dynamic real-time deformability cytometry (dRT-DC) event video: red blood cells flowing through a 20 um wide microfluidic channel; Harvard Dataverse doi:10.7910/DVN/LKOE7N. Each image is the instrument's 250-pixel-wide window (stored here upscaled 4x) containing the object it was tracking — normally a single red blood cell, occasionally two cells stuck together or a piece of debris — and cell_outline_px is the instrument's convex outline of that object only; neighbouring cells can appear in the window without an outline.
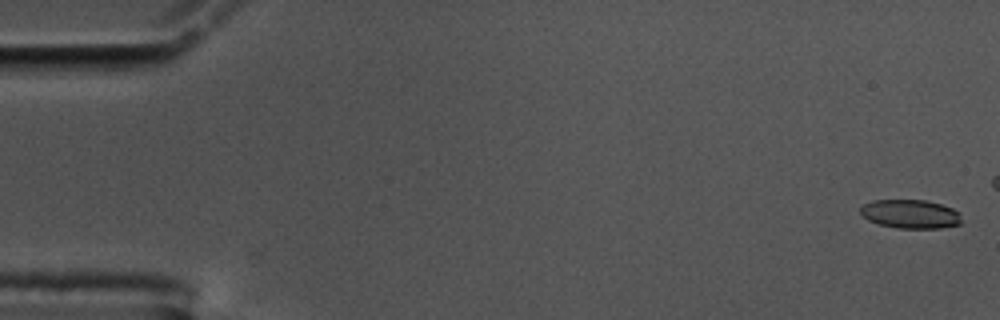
{"species": "common noctule bat (a hibernating species)", "species_latin": "Nyctalus noctula", "temperature_condition": "cold", "stored_images_in_passage": 17, "camera_frame_rate_fps": 3000, "um_per_image_px": 0.085, "animal": {"sex": "male", "body_mass_g": 17.5, "forearm_length_mm": 52.3}, "frame": {"image": 1, "passage_image": 1, "time_ms": 0.0, "image_size_px": [1000, 320], "cell_outline_px": [[960, 224], [940, 228], [896, 228], [880, 224], [868, 220], [860, 212], [860, 208], [864, 204], [872, 200], [924, 200], [940, 204], [952, 208], [960, 212]], "centroid_in_image_um": [77.38, 18.19], "position_along_channel_um": 7.6, "area_um2": 16.88}}